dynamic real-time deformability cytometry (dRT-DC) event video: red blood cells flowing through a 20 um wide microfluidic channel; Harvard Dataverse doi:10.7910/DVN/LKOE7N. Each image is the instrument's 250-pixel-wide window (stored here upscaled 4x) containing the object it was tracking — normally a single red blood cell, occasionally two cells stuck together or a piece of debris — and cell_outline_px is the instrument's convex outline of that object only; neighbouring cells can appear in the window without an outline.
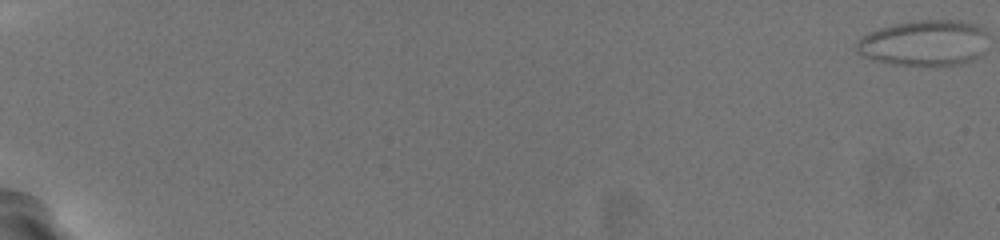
{"species": "common noctule bat (a hibernating species)", "species_latin": "Nyctalus noctula", "temperature_condition": "warm", "stored_images_in_passage": 63, "camera_frame_rate_fps": 3000, "um_per_image_px": 0.085, "animal": {"sex": "female", "body_mass_g": 19.5, "forearm_length_mm": 54.1}, "frame": {"image": 1, "passage_image": 1, "time_ms": 0.0, "image_size_px": [1000, 240], "cell_outline_px": [[984, 32], [976, 56], [968, 60], [956, 64], [904, 64], [880, 60], [864, 56], [856, 48], [856, 44], [864, 36], [880, 28], [896, 24], [920, 20], [948, 20], [972, 24], [980, 28]], "centroid_in_image_um": [78.47, 3.62], "position_along_channel_um": 6.5, "area_um2": 32.71}}
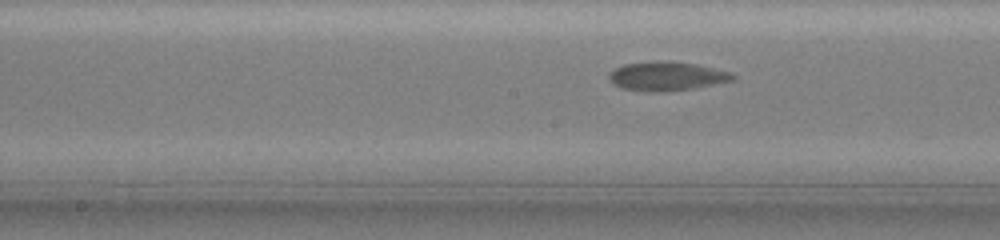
{"frame": {"image": 2, "passage_image": 37, "time_ms": 12.0, "image_size_px": [1000, 240], "cell_outline_px": [[736, 76], [732, 80], [692, 88], [664, 92], [648, 92], [624, 88], [616, 84], [608, 76], [616, 68], [624, 64], [696, 64], [728, 72]], "centroid_in_image_um": [56.69, 6.53], "position_along_channel_um": 191.5, "area_um2": 19.31}}
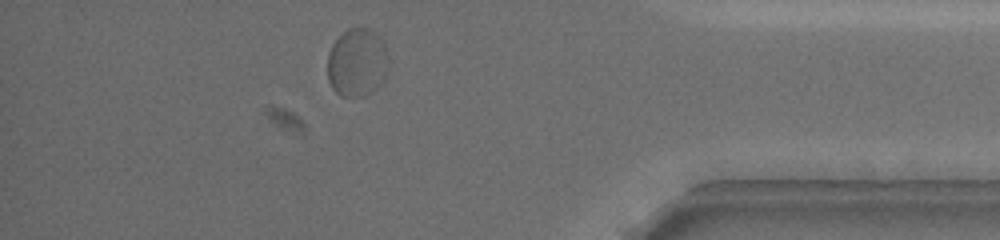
{"frame": {"image": 3, "passage_image": 57, "time_ms": 18.667, "image_size_px": [1000, 240], "cell_outline_px": [[384, 48], [372, 92], [364, 96], [340, 96], [332, 88], [328, 80], [328, 56], [332, 44], [348, 28], [368, 28], [384, 44]], "centroid_in_image_um": [30.15, 5.29], "position_along_channel_um": 405.0, "area_um2": 22.08}}